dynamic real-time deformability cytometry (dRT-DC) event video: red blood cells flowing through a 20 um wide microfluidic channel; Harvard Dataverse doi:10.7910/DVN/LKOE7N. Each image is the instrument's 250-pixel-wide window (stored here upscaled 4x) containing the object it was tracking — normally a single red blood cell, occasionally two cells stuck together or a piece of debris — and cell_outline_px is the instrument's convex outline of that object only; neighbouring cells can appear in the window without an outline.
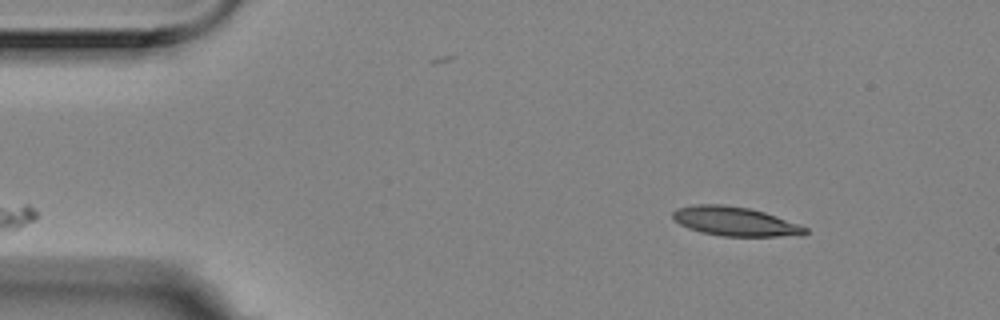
{"species": "Egyptian fruit bat (a non-hibernating species)", "species_latin": "Rousettus aegyptiacus", "temperature_condition": "room temperature", "stored_images_in_passage": 10, "camera_frame_rate_fps": 3000, "um_per_image_px": 0.085, "animal": {"sex": "female"}, "frame": {"image": 1, "passage_image": 10, "time_ms": 3.0, "image_size_px": [1000, 320], "cell_outline_px": [[808, 232], [804, 236], [720, 236], [700, 232], [688, 228], [672, 220], [672, 212], [676, 208], [692, 204], [724, 204], [748, 208], [764, 212], [800, 224], [808, 228]], "centroid_in_image_um": [62.47, 18.82], "position_along_channel_um": 22.5, "area_um2": 22.83}}